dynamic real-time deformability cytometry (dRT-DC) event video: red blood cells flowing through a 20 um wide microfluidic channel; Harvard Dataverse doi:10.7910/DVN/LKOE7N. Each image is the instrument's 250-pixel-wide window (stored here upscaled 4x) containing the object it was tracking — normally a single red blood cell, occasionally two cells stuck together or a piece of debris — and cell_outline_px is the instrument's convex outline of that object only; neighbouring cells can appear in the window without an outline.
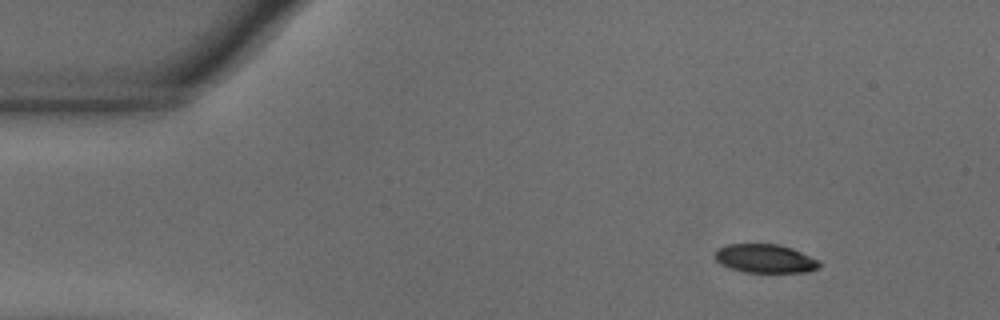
{"species": "common noctule bat (a hibernating species)", "species_latin": "Nyctalus noctula", "temperature_condition": "warm", "stored_images_in_passage": 49, "camera_frame_rate_fps": 3000, "um_per_image_px": 0.085, "animal": {"sex": "male", "body_mass_g": 18.8}, "frame": {"image": 1, "passage_image": 1, "time_ms": 0.0, "image_size_px": [1000, 320], "cell_outline_px": [[820, 264], [816, 268], [804, 272], [744, 272], [728, 268], [720, 264], [716, 260], [716, 252], [720, 248], [728, 244], [776, 244], [792, 248], [820, 260]], "centroid_in_image_um": [65.03, 21.98], "position_along_channel_um": 20.0, "area_um2": 17.28}}
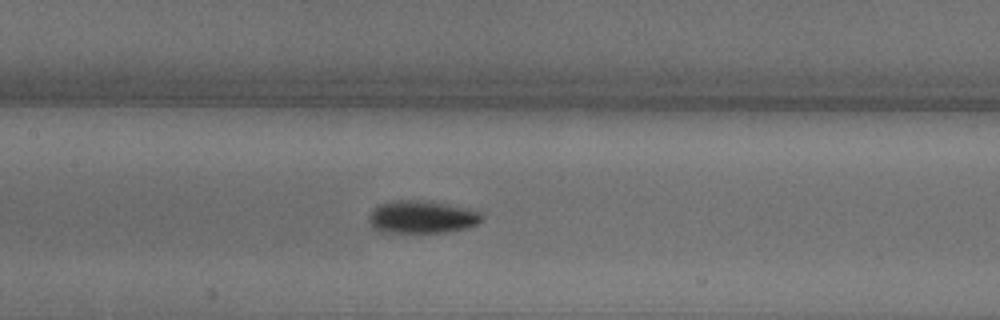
{"frame": {"image": 2, "passage_image": 20, "time_ms": 6.333, "image_size_px": [1000, 320], "cell_outline_px": [[484, 220], [468, 228], [444, 232], [380, 232], [368, 220], [372, 212], [380, 204], [396, 200], [420, 200], [468, 208], [484, 212]], "centroid_in_image_um": [35.94, 18.45], "position_along_channel_um": 171.5, "area_um2": 21.33}}
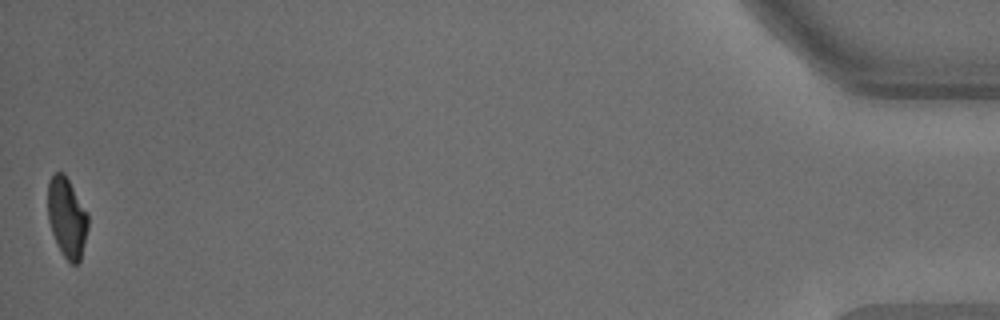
{"frame": {"image": 3, "passage_image": 49, "time_ms": 16.0, "image_size_px": [1000, 320], "cell_outline_px": [[88, 228], [80, 260], [76, 264], [72, 264], [60, 252], [56, 244], [48, 220], [48, 180], [56, 172], [64, 172], [88, 212]], "centroid_in_image_um": [5.69, 18.48], "position_along_channel_um": 429.5, "area_um2": 18.84}, "authors_computed_cell_mechanics": {"area_um2": 20.1722, "velocity_mm_per_s": 3.6671, "shape_relaxation_time_tau1_ms": 3.4902, "shape_relaxation_time_tau2_ms": 2.631, "deformation_change_tau1": 0.1512, "deformation_change_tau2": 0.0566}}